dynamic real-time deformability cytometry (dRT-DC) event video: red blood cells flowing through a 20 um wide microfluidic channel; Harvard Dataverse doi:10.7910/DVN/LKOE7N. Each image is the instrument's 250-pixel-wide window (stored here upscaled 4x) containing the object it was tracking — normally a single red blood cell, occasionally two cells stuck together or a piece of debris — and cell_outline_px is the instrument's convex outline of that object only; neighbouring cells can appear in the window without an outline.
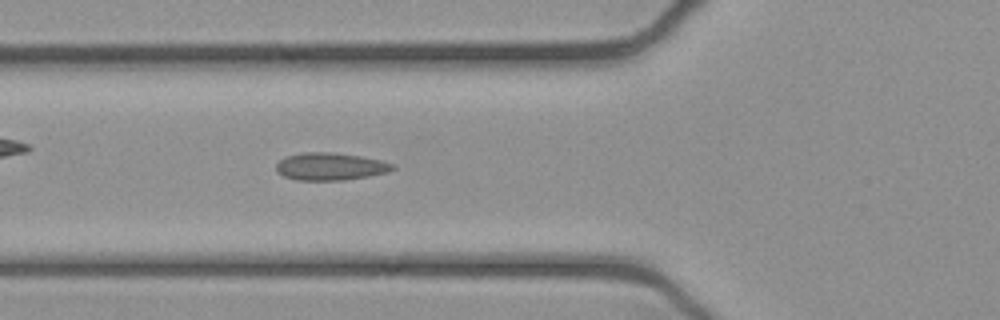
{"species": "common noctule bat (a hibernating species)", "species_latin": "Nyctalus noctula", "temperature_condition": "cold", "stored_images_in_passage": 51, "camera_frame_rate_fps": 3000, "um_per_image_px": 0.085, "animal": {"sex": "female", "body_mass_g": 21.9}, "frame": {"image": 1, "passage_image": 18, "time_ms": 5.667, "image_size_px": [1000, 320], "cell_outline_px": [[396, 168], [388, 172], [368, 176], [344, 180], [296, 180], [284, 176], [276, 172], [276, 164], [284, 156], [304, 152], [332, 152], [360, 156], [380, 160], [392, 164]], "centroid_in_image_um": [28.04, 14.15], "position_along_channel_um": 97.8, "area_um2": 18.67}}
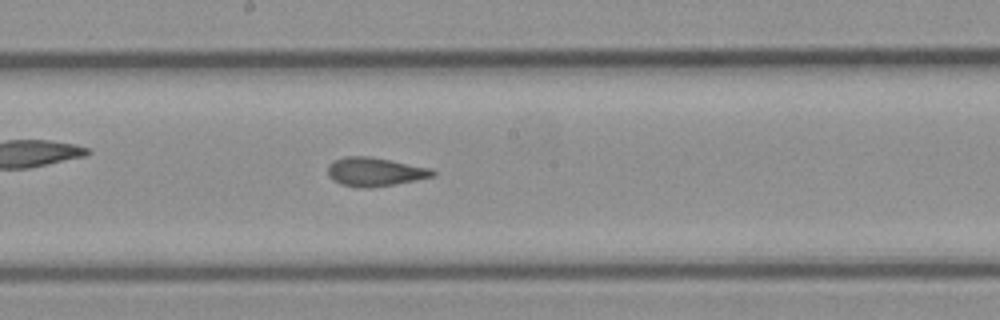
{"frame": {"image": 2, "passage_image": 27, "time_ms": 8.667, "image_size_px": [1000, 320], "cell_outline_px": [[436, 176], [416, 180], [392, 184], [364, 188], [340, 184], [332, 180], [328, 176], [328, 164], [344, 156], [368, 156], [392, 160], [432, 168], [436, 172]], "centroid_in_image_um": [31.88, 14.59], "position_along_channel_um": 216.3, "area_um2": 17.57}}
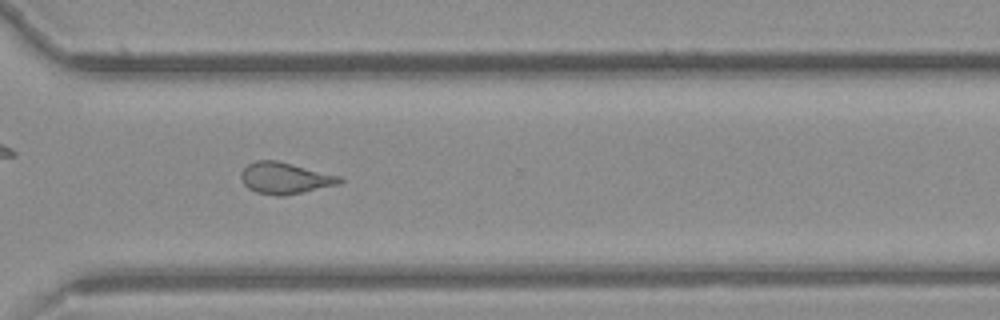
{"frame": {"image": 3, "passage_image": 37, "time_ms": 12.0, "image_size_px": [1000, 320], "cell_outline_px": [[344, 180], [340, 184], [284, 196], [276, 196], [256, 192], [248, 188], [240, 180], [240, 172], [248, 164], [256, 160], [276, 160], [340, 176]], "centroid_in_image_um": [24.2, 15.15], "position_along_channel_um": 346.4, "area_um2": 18.09}}